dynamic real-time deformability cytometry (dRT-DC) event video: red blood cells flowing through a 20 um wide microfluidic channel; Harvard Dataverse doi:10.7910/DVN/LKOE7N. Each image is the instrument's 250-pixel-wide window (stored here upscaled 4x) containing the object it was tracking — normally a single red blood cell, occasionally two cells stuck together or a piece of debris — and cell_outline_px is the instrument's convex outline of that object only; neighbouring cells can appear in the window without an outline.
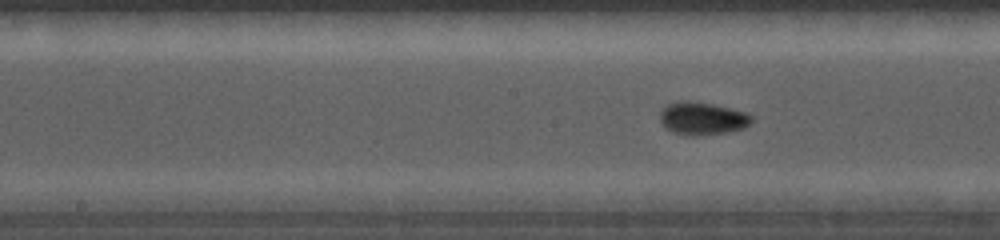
{"species": "common noctule bat (a hibernating species)", "species_latin": "Nyctalus noctula", "temperature_condition": "cold", "stored_images_in_passage": 41, "camera_frame_rate_fps": 5000, "um_per_image_px": 0.085, "animal": {"sex": "female", "body_mass_g": 19.0, "forearm_length_mm": 56.7}, "frame": {"image": 1, "passage_image": 21, "time_ms": 6.6, "image_size_px": [1000, 240], "cell_outline_px": [[752, 120], [744, 128], [728, 132], [696, 136], [692, 136], [672, 132], [660, 120], [660, 112], [668, 104], [676, 100], [688, 100], [712, 104], [744, 112], [752, 116]], "centroid_in_image_um": [59.68, 10.06], "position_along_channel_um": 188.5, "area_um2": 17.34}}
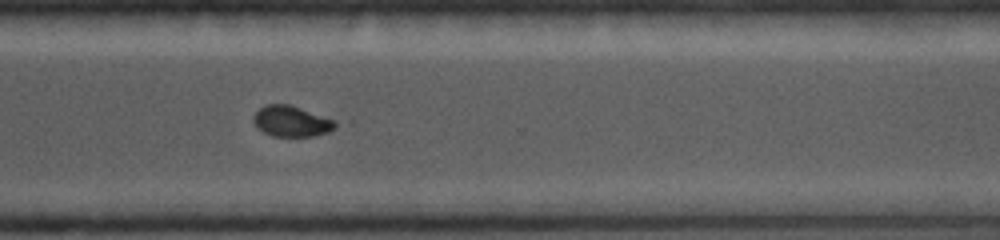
{"frame": {"image": 2, "passage_image": 31, "time_ms": 10.0, "image_size_px": [1000, 240], "cell_outline_px": [[352, 120], [328, 132], [312, 136], [272, 136], [256, 128], [252, 120], [252, 116], [260, 108], [268, 104], [288, 104]], "centroid_in_image_um": [25.04, 10.28], "position_along_channel_um": 345.6, "area_um2": 16.07}}
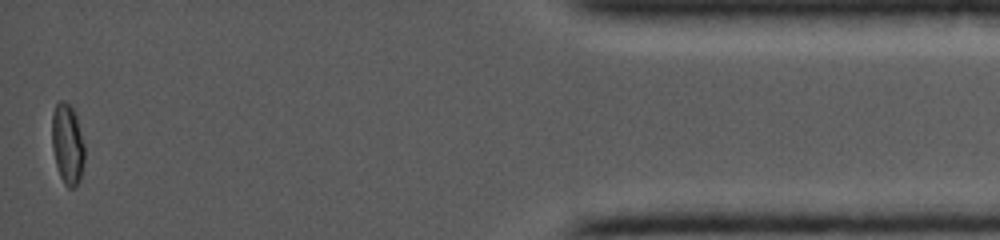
{"frame": {"image": 3, "passage_image": 41, "time_ms": 13.2, "image_size_px": [1000, 240], "cell_outline_px": [[84, 160], [80, 180], [72, 188], [68, 188], [64, 184], [60, 176], [56, 164], [52, 148], [52, 116], [56, 104], [60, 100], [64, 100], [72, 108], [76, 116], [84, 144]], "centroid_in_image_um": [5.73, 12.25], "position_along_channel_um": 429.5, "area_um2": 15.2}}